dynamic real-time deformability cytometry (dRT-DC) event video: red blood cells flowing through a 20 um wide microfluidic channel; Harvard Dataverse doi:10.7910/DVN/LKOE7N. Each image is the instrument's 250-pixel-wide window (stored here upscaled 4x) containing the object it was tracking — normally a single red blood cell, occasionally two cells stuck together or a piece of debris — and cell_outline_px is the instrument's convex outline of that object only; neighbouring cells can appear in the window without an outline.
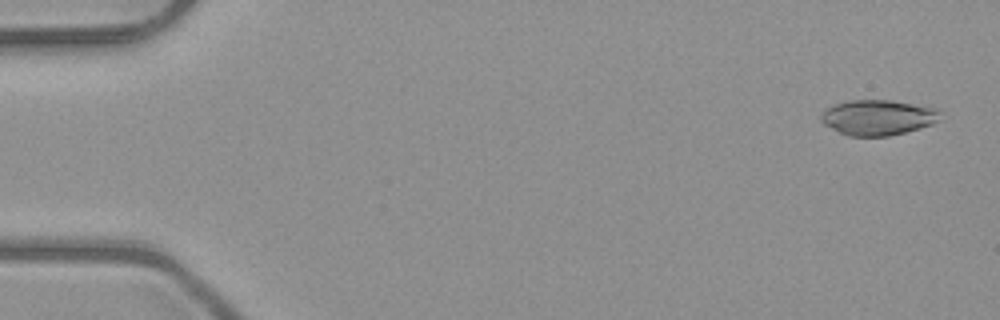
{"species": "common noctule bat (a hibernating species)", "species_latin": "Nyctalus noctula", "temperature_condition": "room temperature", "stored_images_in_passage": 51, "camera_frame_rate_fps": 3000, "um_per_image_px": 0.085, "animal": {"sex": "male", "body_mass_g": 23.1, "forearm_length_mm": 52.7}, "frame": {"image": 1, "passage_image": 2, "time_ms": 0.333, "image_size_px": [1000, 320], "cell_outline_px": [[940, 112], [936, 120], [932, 124], [920, 128], [888, 136], [848, 136], [824, 124], [820, 120], [820, 116], [832, 104], [848, 100], [892, 100], [940, 108]], "centroid_in_image_um": [74.62, 9.97], "position_along_channel_um": 10.4, "area_um2": 24.51}}
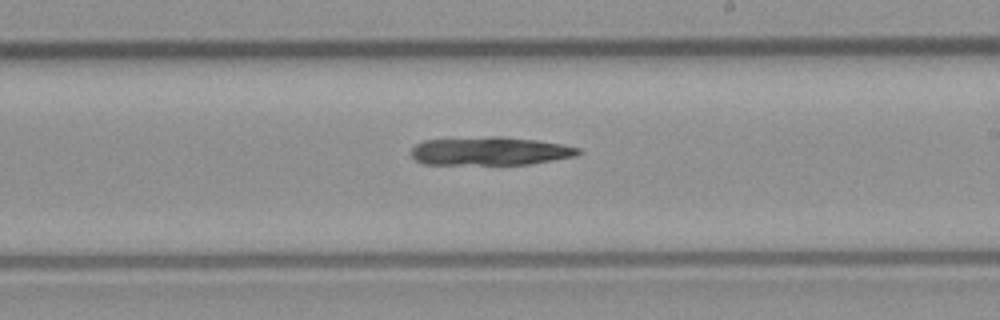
{"frame": {"image": 2, "passage_image": 30, "time_ms": 9.667, "image_size_px": [1000, 320], "cell_outline_px": [[584, 152], [576, 156], [528, 164], [424, 164], [416, 160], [412, 156], [412, 148], [416, 144], [424, 140], [492, 136], [504, 136], [536, 140], [564, 144], [580, 148]], "centroid_in_image_um": [41.7, 12.83], "position_along_channel_um": 247.3, "area_um2": 27.69}}
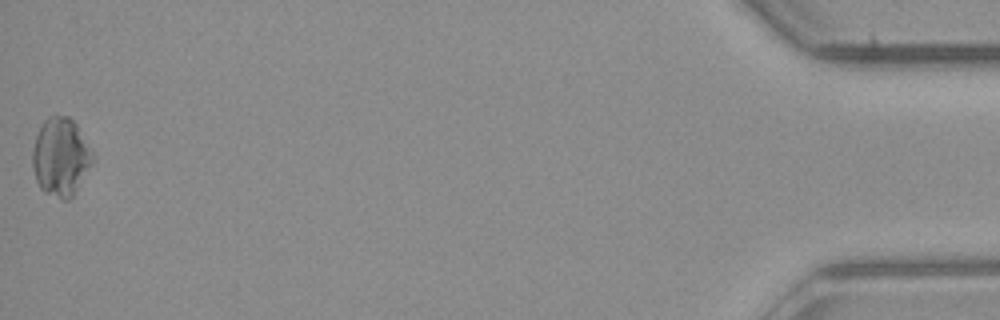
{"frame": {"image": 3, "passage_image": 51, "time_ms": 16.667, "image_size_px": [1000, 320], "cell_outline_px": [[96, 156], [92, 164], [72, 196], [68, 200], [64, 200], [44, 192], [40, 188], [36, 180], [32, 164], [32, 152], [36, 136], [44, 120], [48, 116], [68, 116], [76, 124]], "centroid_in_image_um": [5.17, 13.34], "position_along_channel_um": 430.0, "area_um2": 27.34}, "authors_computed_cell_mechanics": {"area_um2": 27.3394, "velocity_mm_per_s": 4.0384, "shape_relaxation_time_tau1_ms": 6.9107, "shape_relaxation_time_tau2_ms": null, "deformation_change_tau1": 0.1798, "deformation_change_tau2": null}}